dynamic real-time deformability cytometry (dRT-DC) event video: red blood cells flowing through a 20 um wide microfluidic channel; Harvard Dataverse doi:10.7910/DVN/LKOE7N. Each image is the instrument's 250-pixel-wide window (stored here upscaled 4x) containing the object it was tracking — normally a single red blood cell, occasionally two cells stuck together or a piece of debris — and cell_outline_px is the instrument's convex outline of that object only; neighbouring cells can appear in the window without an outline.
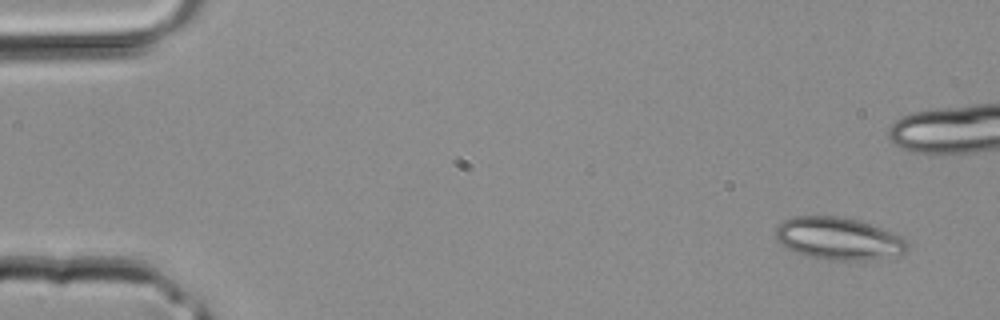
{"species": "common noctule bat (a hibernating species)", "species_latin": "Nyctalus noctula", "temperature_condition": "room temperature", "stored_images_in_passage": 4, "camera_frame_rate_fps": 3000, "um_per_image_px": 0.085, "animal": {"sex": "male", "body_mass_g": 20.4}, "frame": {"image": 1, "passage_image": 1, "time_ms": 0.0, "image_size_px": [1000, 320], "cell_outline_px": [[908, 252], [860, 260], [840, 260], [812, 256], [796, 252], [780, 244], [776, 240], [776, 228], [784, 220], [792, 216], [836, 216], [856, 220], [904, 236], [908, 244]], "centroid_in_image_um": [71.26, 20.25], "position_along_channel_um": 13.7, "area_um2": 31.85}}